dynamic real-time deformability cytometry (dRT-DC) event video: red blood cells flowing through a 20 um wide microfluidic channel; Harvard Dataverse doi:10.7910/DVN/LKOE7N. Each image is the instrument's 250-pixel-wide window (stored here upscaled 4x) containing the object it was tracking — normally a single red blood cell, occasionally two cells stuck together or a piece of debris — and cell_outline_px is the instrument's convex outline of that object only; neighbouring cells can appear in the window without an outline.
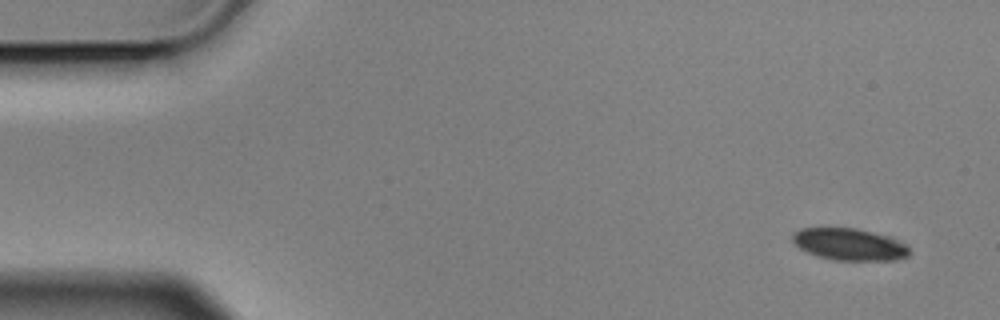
{"species": "Egyptian fruit bat (a non-hibernating species)", "species_latin": "Rousettus aegyptiacus", "temperature_condition": "cold", "stored_images_in_passage": 3, "camera_frame_rate_fps": 3000, "um_per_image_px": 0.085, "animal": {"sex": "male"}, "frame": {"image": 1, "passage_image": 1, "time_ms": 0.0, "image_size_px": [1000, 320], "cell_outline_px": [[908, 256], [892, 260], [836, 260], [820, 256], [808, 252], [800, 248], [792, 240], [792, 232], [800, 228], [856, 228], [872, 232], [884, 236], [904, 244], [908, 248]], "centroid_in_image_um": [72.13, 20.76], "position_along_channel_um": 12.9, "area_um2": 21.21}}